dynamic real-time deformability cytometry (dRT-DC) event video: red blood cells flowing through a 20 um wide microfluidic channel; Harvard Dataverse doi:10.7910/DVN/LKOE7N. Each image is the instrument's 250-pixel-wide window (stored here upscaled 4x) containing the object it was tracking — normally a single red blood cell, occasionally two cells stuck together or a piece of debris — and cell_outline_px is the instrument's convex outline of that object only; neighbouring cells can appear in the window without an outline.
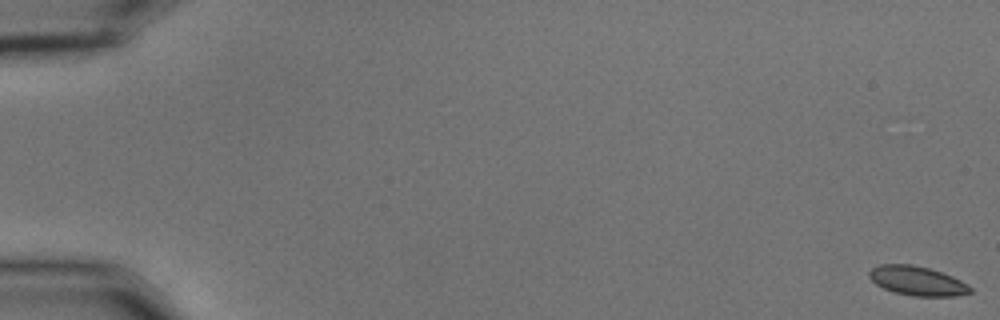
{"species": "common noctule bat (a hibernating species)", "species_latin": "Nyctalus noctula", "temperature_condition": "cold", "stored_images_in_passage": 56, "camera_frame_rate_fps": 3000, "um_per_image_px": 0.085, "animal": {"sex": "male", "body_mass_g": 15.6}, "frame": {"image": 1, "passage_image": 1, "time_ms": 0.0, "image_size_px": [1000, 320], "cell_outline_px": [[972, 292], [956, 296], [912, 296], [892, 292], [876, 284], [868, 276], [868, 272], [872, 268], [880, 264], [912, 264], [928, 268], [952, 276], [960, 280], [972, 288]], "centroid_in_image_um": [77.94, 23.88], "position_along_channel_um": 7.1, "area_um2": 17.22}}
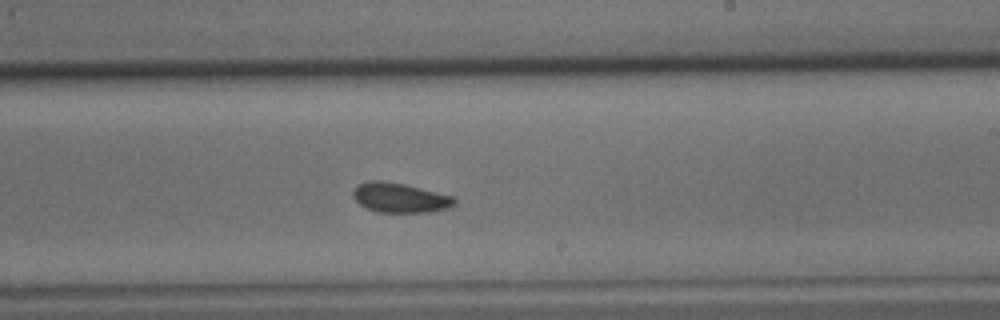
{"frame": {"image": 2, "passage_image": 35, "time_ms": 11.333, "image_size_px": [1000, 320], "cell_outline_px": [[456, 204], [448, 208], [432, 212], [376, 212], [360, 204], [352, 196], [352, 192], [360, 184], [368, 180], [380, 180], [404, 184], [456, 196]], "centroid_in_image_um": [34.04, 16.81], "position_along_channel_um": 255.0, "area_um2": 17.63}}
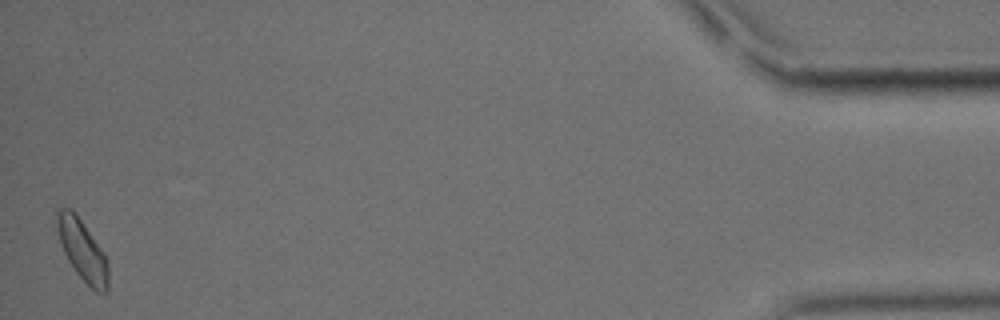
{"frame": {"image": 3, "passage_image": 56, "time_ms": 18.333, "image_size_px": [1000, 320], "cell_outline_px": [[108, 292], [96, 292], [76, 272], [68, 260], [60, 244], [56, 228], [56, 212], [60, 208], [72, 208], [104, 252], [108, 260]], "centroid_in_image_um": [7.0, 21.25], "position_along_channel_um": 428.2, "area_um2": 18.15}, "authors_computed_cell_mechanics": {"area_um2": 17.5423, "velocity_mm_per_s": 3.647, "shape_relaxation_time_tau1_ms": 2.8051, "shape_relaxation_time_tau2_ms": 2.6497, "deformation_change_tau1": 0.0773, "deformation_change_tau2": 0.0633}}